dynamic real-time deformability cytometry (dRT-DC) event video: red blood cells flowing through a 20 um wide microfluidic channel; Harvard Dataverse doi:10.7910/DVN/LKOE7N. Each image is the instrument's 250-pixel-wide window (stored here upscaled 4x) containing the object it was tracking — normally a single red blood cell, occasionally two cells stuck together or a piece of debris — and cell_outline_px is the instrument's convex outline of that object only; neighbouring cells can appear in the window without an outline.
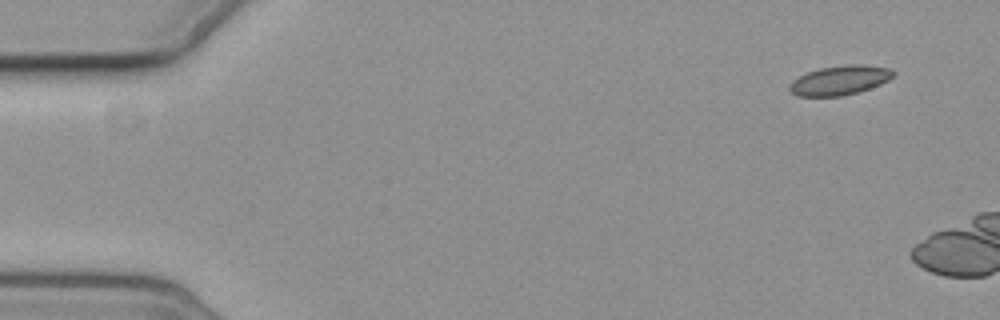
{"species": "common noctule bat (a hibernating species)", "species_latin": "Nyctalus noctula", "temperature_condition": "cold", "stored_images_in_passage": 3, "camera_frame_rate_fps": 3000, "um_per_image_px": 0.085, "animal": {"sex": "female", "body_mass_g": 19.3, "forearm_length_mm": 54.1}, "frame": {"image": 1, "passage_image": 1, "time_ms": 0.0, "image_size_px": [1000, 320], "cell_outline_px": [[896, 72], [888, 80], [880, 84], [856, 92], [840, 96], [796, 96], [788, 88], [788, 84], [792, 80], [808, 72], [820, 68], [848, 64], [860, 64], [892, 68]], "centroid_in_image_um": [71.37, 6.81], "position_along_channel_um": 13.6, "area_um2": 17.69}}